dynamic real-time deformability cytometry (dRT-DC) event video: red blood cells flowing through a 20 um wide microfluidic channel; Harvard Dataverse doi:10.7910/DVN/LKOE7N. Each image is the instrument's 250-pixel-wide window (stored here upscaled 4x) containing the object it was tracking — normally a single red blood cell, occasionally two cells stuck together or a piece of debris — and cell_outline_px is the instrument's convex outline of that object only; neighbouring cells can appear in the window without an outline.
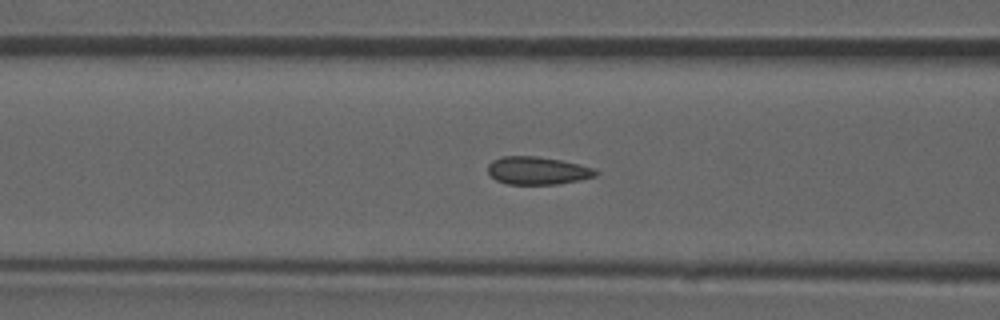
{"species": "common noctule bat (a hibernating species)", "species_latin": "Nyctalus noctula", "temperature_condition": "room temperature", "stored_images_in_passage": 45, "camera_frame_rate_fps": 3000, "um_per_image_px": 0.085, "animal": {"sex": "male", "forearm_length_mm": 52.5}, "frame": {"image": 1, "passage_image": 14, "time_ms": 4.333, "image_size_px": [1000, 320], "cell_outline_px": [[600, 172], [596, 176], [580, 180], [560, 184], [508, 184], [496, 180], [488, 172], [488, 164], [492, 160], [504, 156], [536, 156], [560, 160], [580, 164], [592, 168]], "centroid_in_image_um": [45.7, 14.5], "position_along_channel_um": 120.9, "area_um2": 17.51}, "authors_computed_cell_mechanics": {"area_um2": 17.5134, "velocity_mm_per_s": 3.9234, "shape_relaxation_time_tau1_ms": null, "shape_relaxation_time_tau2_ms": 0.9572, "deformation_change_tau1": null, "deformation_change_tau2": 0.0435}}